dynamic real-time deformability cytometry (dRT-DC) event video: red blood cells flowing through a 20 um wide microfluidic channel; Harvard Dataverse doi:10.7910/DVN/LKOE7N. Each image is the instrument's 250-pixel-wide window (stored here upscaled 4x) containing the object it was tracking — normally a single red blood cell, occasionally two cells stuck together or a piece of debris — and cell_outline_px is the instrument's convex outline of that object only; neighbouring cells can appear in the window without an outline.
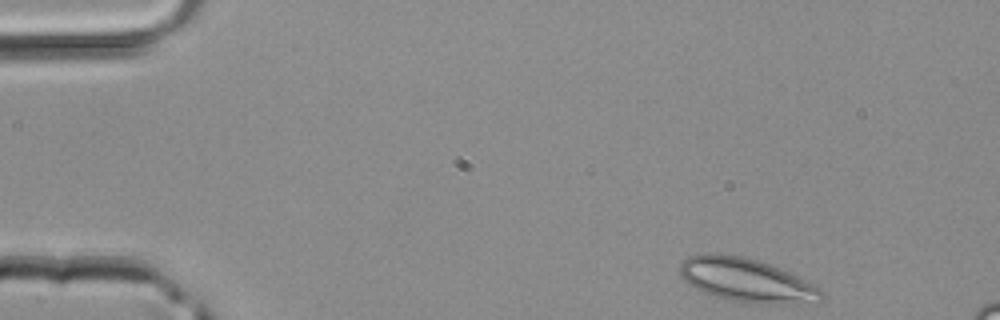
{"species": "common noctule bat (a hibernating species)", "species_latin": "Nyctalus noctula", "temperature_condition": "room temperature", "stored_images_in_passage": 9, "camera_frame_rate_fps": 3000, "um_per_image_px": 0.085, "animal": {"sex": "male", "body_mass_g": 20.4}, "frame": {"image": 1, "passage_image": 1, "time_ms": 0.0, "image_size_px": [1000, 320], "cell_outline_px": [[824, 296], [816, 304], [756, 304], [732, 300], [716, 296], [704, 292], [688, 284], [680, 276], [680, 264], [688, 256], [704, 252], [716, 252], [744, 256], [780, 268], [820, 288], [824, 292]], "centroid_in_image_um": [63.46, 23.81], "position_along_channel_um": 21.5, "area_um2": 36.41}}